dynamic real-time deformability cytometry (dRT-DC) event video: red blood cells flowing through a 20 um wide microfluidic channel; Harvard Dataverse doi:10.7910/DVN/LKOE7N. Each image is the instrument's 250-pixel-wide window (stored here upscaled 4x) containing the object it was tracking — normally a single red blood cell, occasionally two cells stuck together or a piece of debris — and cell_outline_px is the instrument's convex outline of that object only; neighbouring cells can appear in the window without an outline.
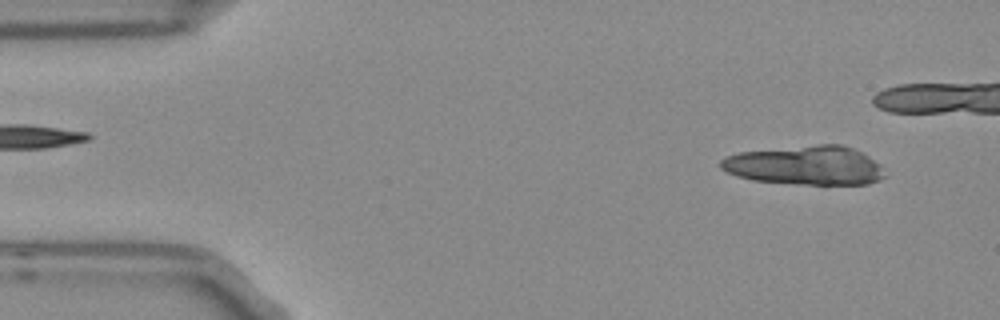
{"species": "Egyptian fruit bat (a non-hibernating species)", "species_latin": "Rousettus aegyptiacus", "temperature_condition": "room temperature", "stored_images_in_passage": 2, "camera_frame_rate_fps": 3000, "um_per_image_px": 0.085, "frame": {"image": 1, "passage_image": 2, "time_ms": 0.333, "image_size_px": [1000, 320], "cell_outline_px": [[884, 176], [880, 180], [868, 184], [804, 184], [752, 180], [736, 176], [720, 168], [720, 160], [724, 156], [740, 152], [816, 144], [840, 144], [852, 148], [868, 156], [880, 168]], "centroid_in_image_um": [68.39, 14.05], "position_along_channel_um": 16.6, "area_um2": 36.99}}